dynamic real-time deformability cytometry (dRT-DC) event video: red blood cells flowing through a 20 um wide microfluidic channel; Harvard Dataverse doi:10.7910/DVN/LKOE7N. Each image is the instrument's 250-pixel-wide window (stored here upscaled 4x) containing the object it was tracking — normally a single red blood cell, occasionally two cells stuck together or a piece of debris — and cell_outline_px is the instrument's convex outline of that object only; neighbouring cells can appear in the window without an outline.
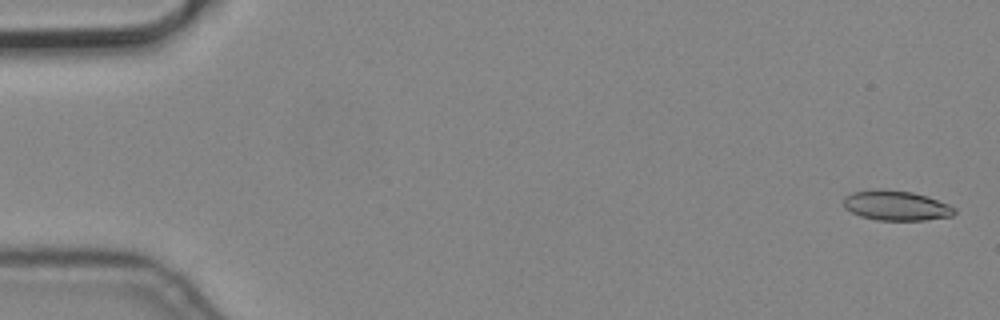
{"species": "common noctule bat (a hibernating species)", "species_latin": "Nyctalus noctula", "temperature_condition": "cold", "stored_images_in_passage": 6, "camera_frame_rate_fps": 3000, "um_per_image_px": 0.085, "animal": {"sex": "male", "body_mass_g": 19.2, "forearm_length_mm": 51.8}, "frame": {"image": 1, "passage_image": 1, "time_ms": 0.0, "image_size_px": [1000, 320], "cell_outline_px": [[956, 212], [952, 216], [924, 220], [876, 220], [860, 216], [844, 208], [844, 196], [852, 192], [872, 188], [880, 188], [912, 192], [928, 196], [948, 204], [956, 208]], "centroid_in_image_um": [76.15, 17.45], "position_along_channel_um": 8.8, "area_um2": 19.59}}
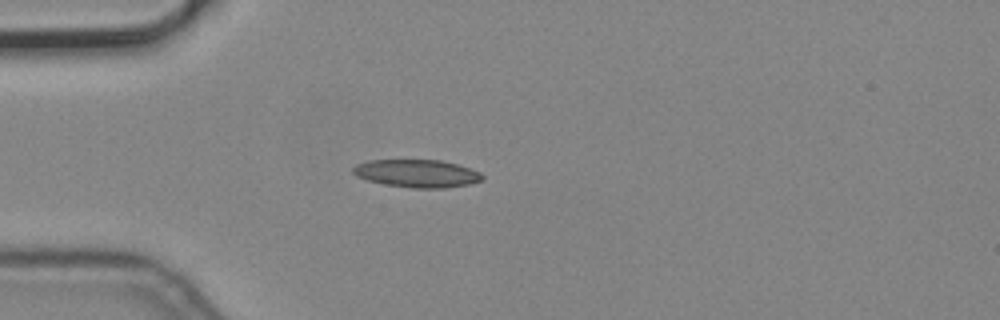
{"frame": {"image": 2, "passage_image": 5, "time_ms": 1.333, "image_size_px": [1000, 320], "cell_outline_px": [[484, 180], [468, 184], [444, 188], [412, 188], [384, 184], [368, 180], [356, 176], [352, 172], [352, 168], [356, 164], [368, 160], [440, 160], [456, 164], [480, 172], [484, 176]], "centroid_in_image_um": [35.43, 14.74], "position_along_channel_um": 49.6, "area_um2": 20.92}}